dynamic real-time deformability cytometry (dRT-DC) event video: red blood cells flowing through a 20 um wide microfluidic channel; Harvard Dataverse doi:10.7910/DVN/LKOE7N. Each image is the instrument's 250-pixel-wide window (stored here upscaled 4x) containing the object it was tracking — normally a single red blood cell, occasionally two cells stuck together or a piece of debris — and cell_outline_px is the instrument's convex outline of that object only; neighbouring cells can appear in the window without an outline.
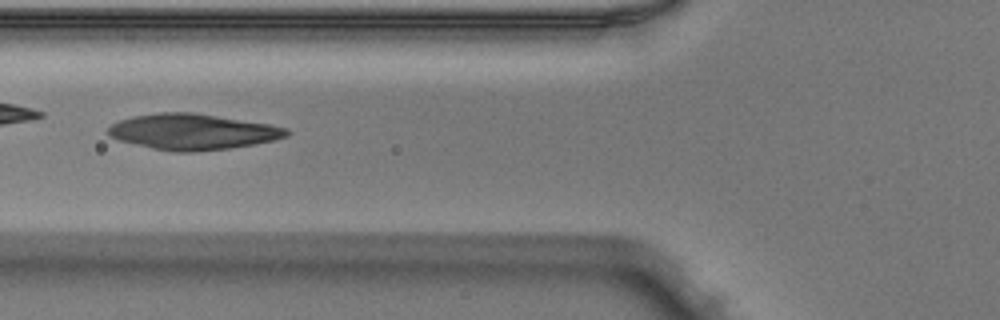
{"species": "Egyptian fruit bat (a non-hibernating species)", "species_latin": "Rousettus aegyptiacus", "temperature_condition": "warm", "stored_images_in_passage": 29, "camera_frame_rate_fps": 3000, "um_per_image_px": 0.085, "animal": {"sex": "male"}, "frame": {"image": 1, "passage_image": 5, "time_ms": 1.333, "image_size_px": [1000, 320], "cell_outline_px": [[292, 132], [288, 136], [272, 140], [252, 144], [228, 148], [192, 152], [176, 152], [152, 148], [120, 140], [112, 136], [108, 132], [108, 128], [112, 124], [120, 120], [132, 116], [160, 112], [192, 112], [268, 124], [288, 128]], "centroid_in_image_um": [16.39, 11.19], "position_along_channel_um": 109.4, "area_um2": 36.76}}
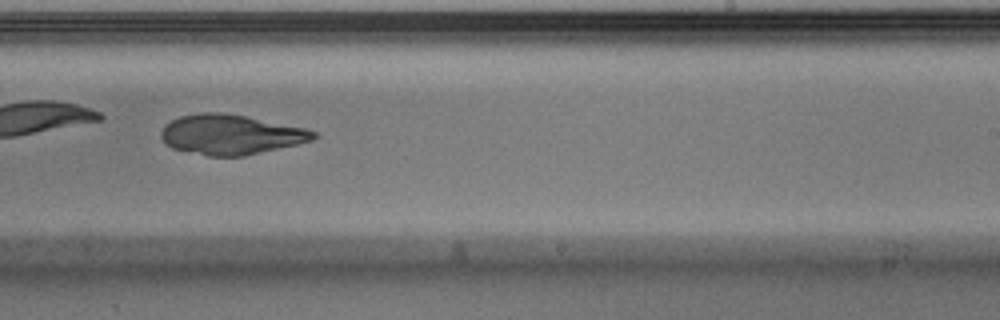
{"frame": {"image": 2, "passage_image": 17, "time_ms": 5.333, "image_size_px": [1000, 320], "cell_outline_px": [[316, 136], [312, 140], [296, 144], [244, 156], [208, 156], [172, 148], [160, 136], [160, 132], [164, 124], [180, 116], [204, 112], [220, 112], [244, 116], [304, 128], [316, 132]], "centroid_in_image_um": [19.57, 11.44], "position_along_channel_um": 269.4, "area_um2": 34.97}}